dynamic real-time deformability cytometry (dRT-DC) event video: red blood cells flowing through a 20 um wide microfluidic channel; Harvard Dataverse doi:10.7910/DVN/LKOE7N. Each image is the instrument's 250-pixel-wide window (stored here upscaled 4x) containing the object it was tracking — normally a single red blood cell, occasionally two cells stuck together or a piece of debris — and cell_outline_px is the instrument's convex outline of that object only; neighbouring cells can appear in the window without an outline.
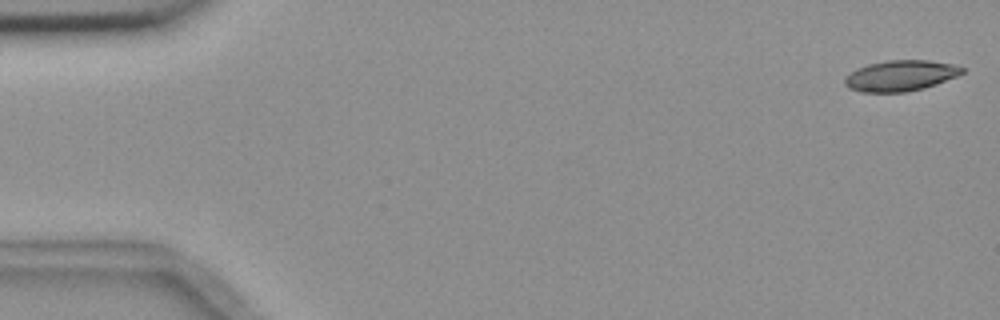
{"species": "common noctule bat (a hibernating species)", "species_latin": "Nyctalus noctula", "temperature_condition": "room temperature", "stored_images_in_passage": 6, "camera_frame_rate_fps": 3000, "um_per_image_px": 0.085, "animal": {"sex": "female", "body_mass_g": 18.4}, "frame": {"image": 1, "passage_image": 1, "time_ms": 0.0, "image_size_px": [1000, 320], "cell_outline_px": [[964, 72], [956, 76], [936, 84], [924, 88], [908, 92], [860, 92], [848, 88], [844, 84], [844, 76], [856, 68], [868, 64], [888, 60], [928, 60], [952, 64], [964, 68]], "centroid_in_image_um": [76.49, 6.44], "position_along_channel_um": 8.5, "area_um2": 21.15}}
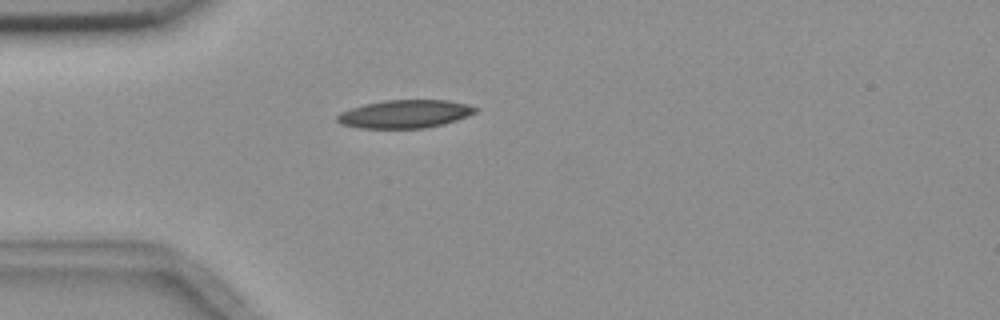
{"frame": {"image": 2, "passage_image": 5, "time_ms": 4.667, "image_size_px": [1000, 320], "cell_outline_px": [[480, 108], [476, 112], [468, 116], [444, 124], [424, 128], [360, 128], [340, 124], [336, 120], [336, 116], [340, 112], [364, 104], [384, 100], [448, 100]], "centroid_in_image_um": [34.4, 9.69], "position_along_channel_um": 50.6, "area_um2": 22.66}}